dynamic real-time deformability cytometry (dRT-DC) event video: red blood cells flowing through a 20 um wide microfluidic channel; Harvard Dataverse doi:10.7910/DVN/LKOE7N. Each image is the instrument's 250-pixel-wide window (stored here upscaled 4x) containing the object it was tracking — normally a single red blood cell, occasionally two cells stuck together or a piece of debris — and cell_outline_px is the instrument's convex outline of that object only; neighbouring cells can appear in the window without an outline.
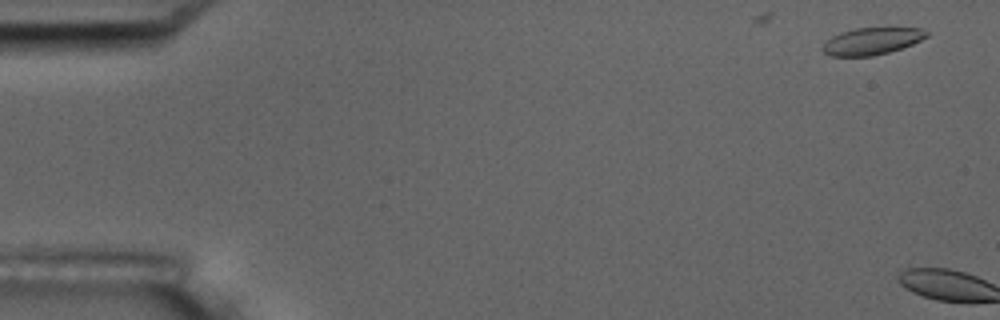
{"species": "common noctule bat (a hibernating species)", "species_latin": "Nyctalus noctula", "temperature_condition": "room temperature", "stored_images_in_passage": 5, "camera_frame_rate_fps": 3000, "um_per_image_px": 0.085, "animal": {"sex": "male", "body_mass_g": 17.5, "forearm_length_mm": 52.3}, "frame": {"image": 1, "passage_image": 1, "time_ms": 0.0, "image_size_px": [1000, 320], "cell_outline_px": [[928, 36], [912, 44], [888, 52], [872, 56], [832, 56], [824, 52], [820, 48], [832, 36], [840, 32], [856, 28], [924, 28], [928, 32]], "centroid_in_image_um": [74.1, 3.49], "position_along_channel_um": 10.9, "area_um2": 16.24}}